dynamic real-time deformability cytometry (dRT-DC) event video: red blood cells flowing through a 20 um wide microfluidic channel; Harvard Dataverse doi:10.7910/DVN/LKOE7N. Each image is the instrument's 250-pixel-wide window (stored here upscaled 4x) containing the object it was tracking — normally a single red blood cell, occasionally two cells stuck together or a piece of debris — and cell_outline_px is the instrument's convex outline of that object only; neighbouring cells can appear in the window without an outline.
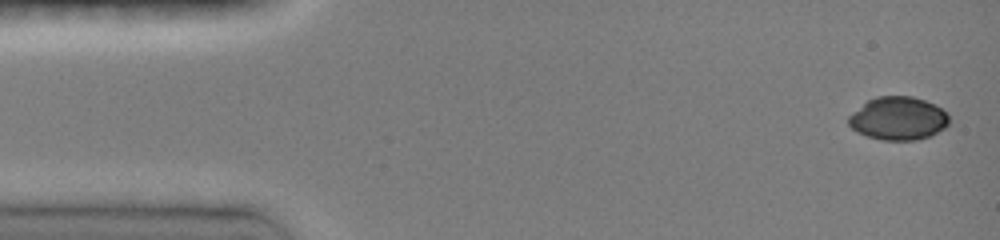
{"species": "common noctule bat (a hibernating species)", "species_latin": "Nyctalus noctula", "temperature_condition": "room temperature", "stored_images_in_passage": 23, "camera_frame_rate_fps": 3000, "um_per_image_px": 0.085, "animal": {"sex": "female", "body_mass_g": 19.0, "forearm_length_mm": 51.5}, "frame": {"image": 1, "passage_image": 1, "time_ms": 0.0, "image_size_px": [1000, 240], "cell_outline_px": [[948, 124], [944, 128], [932, 136], [916, 140], [880, 140], [856, 132], [848, 124], [848, 116], [852, 112], [868, 100], [876, 96], [912, 96], [936, 104], [948, 112]], "centroid_in_image_um": [76.36, 10.06], "position_along_channel_um": 8.6, "area_um2": 25.55}}
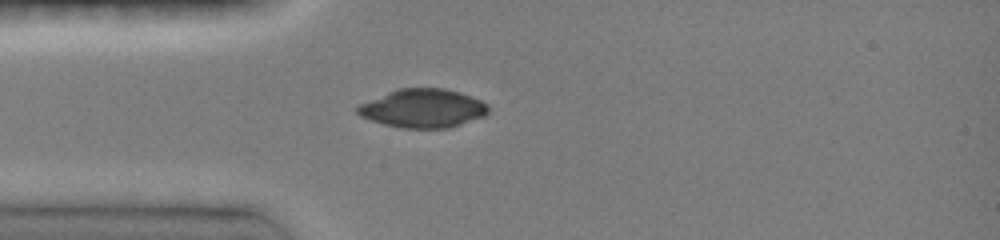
{"frame": {"image": 2, "passage_image": 13, "time_ms": 3.667, "image_size_px": [1000, 240], "cell_outline_px": [[488, 112], [484, 116], [448, 128], [400, 128], [384, 124], [360, 116], [356, 112], [356, 108], [360, 104], [396, 88], [444, 88], [460, 92], [480, 100], [488, 104]], "centroid_in_image_um": [35.94, 9.2], "position_along_channel_um": 49.1, "area_um2": 29.36}}
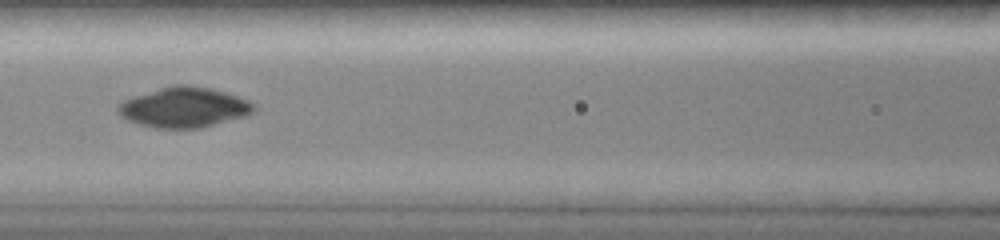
{"frame": {"image": 3, "passage_image": 21, "time_ms": 6.333, "image_size_px": [1000, 240], "cell_outline_px": [[256, 108], [252, 112], [244, 116], [200, 128], [152, 128], [128, 120], [120, 116], [116, 112], [116, 104], [132, 96], [172, 84], [192, 84], [224, 92], [248, 100]], "centroid_in_image_um": [15.56, 9.11], "position_along_channel_um": 151.0, "area_um2": 31.85}}